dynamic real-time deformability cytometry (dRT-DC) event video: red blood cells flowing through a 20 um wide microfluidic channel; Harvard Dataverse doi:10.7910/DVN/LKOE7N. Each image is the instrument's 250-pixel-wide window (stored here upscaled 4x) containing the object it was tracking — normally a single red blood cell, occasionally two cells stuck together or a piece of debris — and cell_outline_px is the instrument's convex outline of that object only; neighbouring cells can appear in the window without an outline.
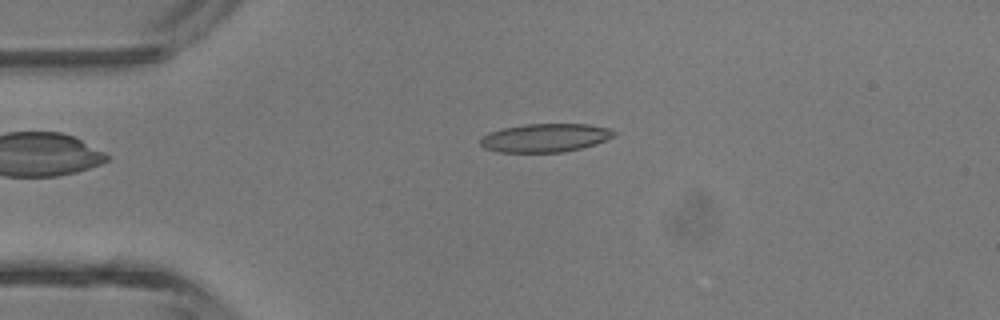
{"species": "common noctule bat (a hibernating species)", "species_latin": "Nyctalus noctula", "temperature_condition": "room temperature", "stored_images_in_passage": 3, "camera_frame_rate_fps": 3000, "um_per_image_px": 0.085, "animal": {"sex": "male", "body_mass_g": 13.3}, "frame": {"image": 1, "passage_image": 2, "time_ms": 1.333, "image_size_px": [1000, 320], "cell_outline_px": [[616, 132], [612, 136], [596, 144], [564, 152], [500, 152], [484, 148], [480, 144], [480, 140], [488, 132], [504, 128], [524, 124], [588, 124], [612, 128]], "centroid_in_image_um": [46.34, 11.71], "position_along_channel_um": 38.7, "area_um2": 22.08}}